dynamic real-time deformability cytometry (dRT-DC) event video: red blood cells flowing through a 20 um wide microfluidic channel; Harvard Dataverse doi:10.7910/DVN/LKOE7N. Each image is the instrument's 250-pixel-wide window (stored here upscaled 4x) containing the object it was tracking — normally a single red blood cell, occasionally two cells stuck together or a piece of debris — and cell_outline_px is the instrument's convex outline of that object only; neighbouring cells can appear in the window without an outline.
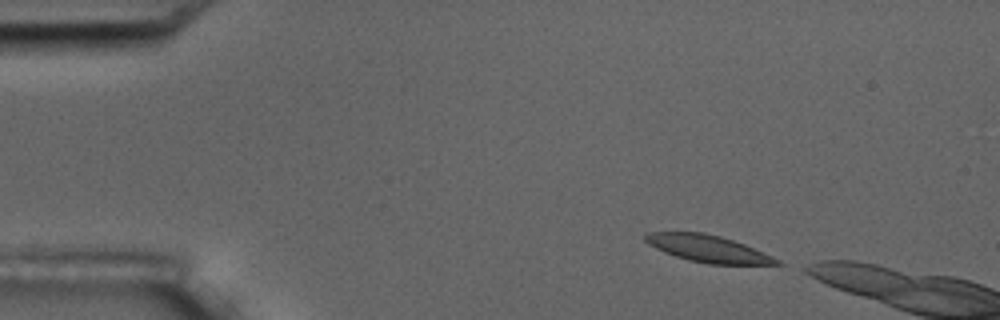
{"species": "common noctule bat (a hibernating species)", "species_latin": "Nyctalus noctula", "temperature_condition": "room temperature", "stored_images_in_passage": 5, "camera_frame_rate_fps": 3000, "um_per_image_px": 0.085, "animal": {"sex": "male", "body_mass_g": 17.5, "forearm_length_mm": 52.3}, "frame": {"image": 1, "passage_image": 1, "time_ms": 0.0, "image_size_px": [1000, 320], "cell_outline_px": [[784, 264], [708, 264], [688, 260], [664, 252], [648, 244], [644, 240], [644, 232], [704, 232], [720, 236], [744, 244], [780, 260]], "centroid_in_image_um": [60.13, 21.12], "position_along_channel_um": 24.9, "area_um2": 20.52}}